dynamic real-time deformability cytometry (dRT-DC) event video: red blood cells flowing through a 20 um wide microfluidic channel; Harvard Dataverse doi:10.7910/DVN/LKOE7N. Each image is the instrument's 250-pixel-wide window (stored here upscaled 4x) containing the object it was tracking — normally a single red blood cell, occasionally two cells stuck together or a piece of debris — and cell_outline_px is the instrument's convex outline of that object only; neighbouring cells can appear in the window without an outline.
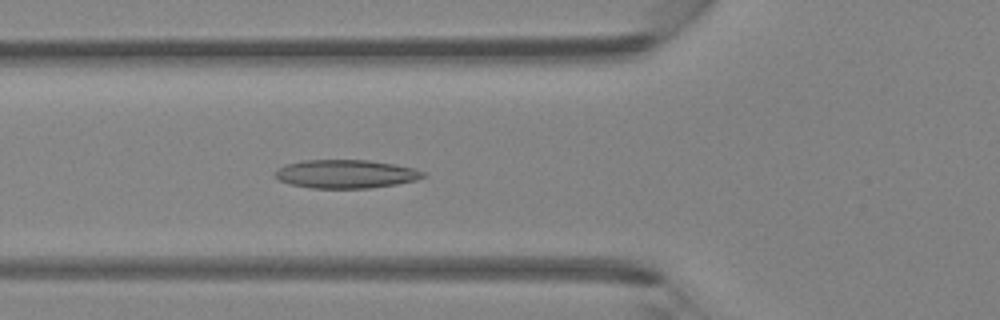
{"species": "Egyptian fruit bat (a non-hibernating species)", "species_latin": "Rousettus aegyptiacus", "temperature_condition": "room temperature", "stored_images_in_passage": 45, "camera_frame_rate_fps": 3000, "um_per_image_px": 0.085, "animal": {"sex": "female"}, "frame": {"image": 1, "passage_image": 16, "time_ms": 5.0, "image_size_px": [1000, 320], "cell_outline_px": [[428, 176], [416, 180], [396, 184], [368, 188], [312, 188], [288, 184], [272, 176], [276, 168], [284, 164], [304, 160], [368, 160], [396, 164], [416, 168], [424, 172]], "centroid_in_image_um": [29.37, 14.78], "position_along_channel_um": 96.4, "area_um2": 24.91}}
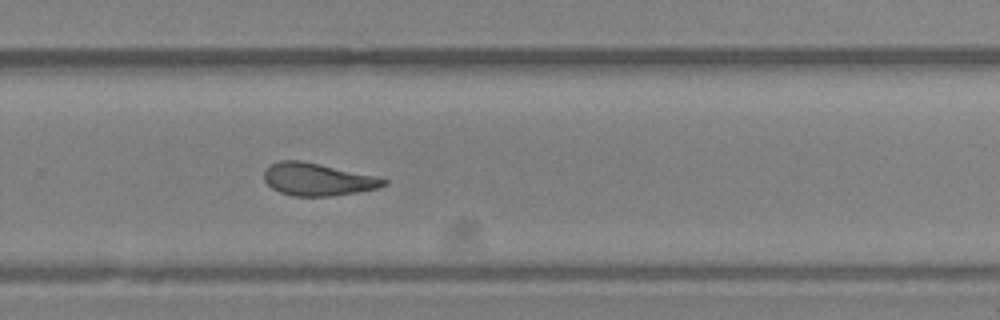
{"frame": {"image": 2, "passage_image": 30, "time_ms": 9.667, "image_size_px": [1000, 320], "cell_outline_px": [[388, 184], [376, 188], [356, 192], [328, 196], [292, 196], [280, 192], [272, 188], [264, 180], [264, 168], [280, 160], [300, 160], [376, 176], [388, 180]], "centroid_in_image_um": [26.96, 15.24], "position_along_channel_um": 302.8, "area_um2": 22.48}}
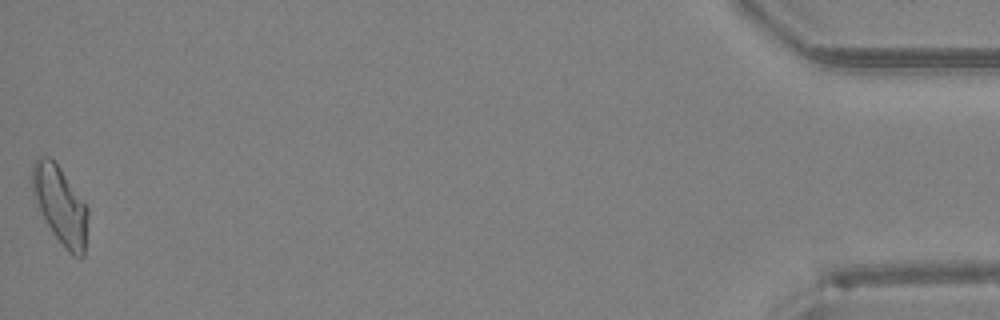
{"frame": {"image": 3, "passage_image": 45, "time_ms": 14.667, "image_size_px": [1000, 320], "cell_outline_px": [[88, 216], [84, 256], [80, 260], [72, 256], [64, 248], [52, 232], [44, 220], [36, 204], [32, 188], [32, 164], [40, 156], [48, 156], [60, 168], [88, 208]], "centroid_in_image_um": [5.12, 17.5], "position_along_channel_um": 430.1, "area_um2": 25.2}}